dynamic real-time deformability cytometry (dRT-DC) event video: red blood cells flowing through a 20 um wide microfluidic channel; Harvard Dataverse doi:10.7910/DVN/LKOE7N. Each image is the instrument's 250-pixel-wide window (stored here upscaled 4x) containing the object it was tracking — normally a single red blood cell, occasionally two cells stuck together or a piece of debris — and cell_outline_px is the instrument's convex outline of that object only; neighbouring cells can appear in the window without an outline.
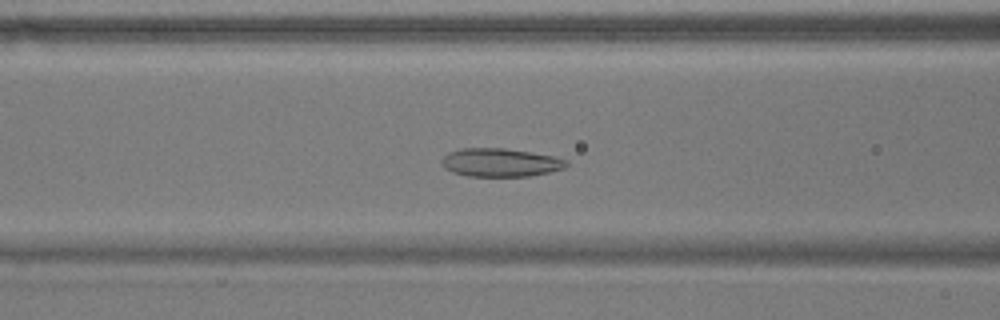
{"species": "common noctule bat (a hibernating species)", "species_latin": "Nyctalus noctula", "temperature_condition": "warm", "stored_images_in_passage": 56, "camera_frame_rate_fps": 3000, "um_per_image_px": 0.085, "animal": {"sex": "male", "body_mass_g": 17.9}, "frame": {"image": 1, "passage_image": 22, "time_ms": 7.0, "image_size_px": [1000, 320], "cell_outline_px": [[568, 164], [564, 168], [548, 172], [528, 176], [468, 176], [452, 172], [444, 168], [440, 160], [448, 152], [460, 148], [504, 148], [556, 156], [568, 160]], "centroid_in_image_um": [42.51, 13.8], "position_along_channel_um": 124.1, "area_um2": 20.69}}
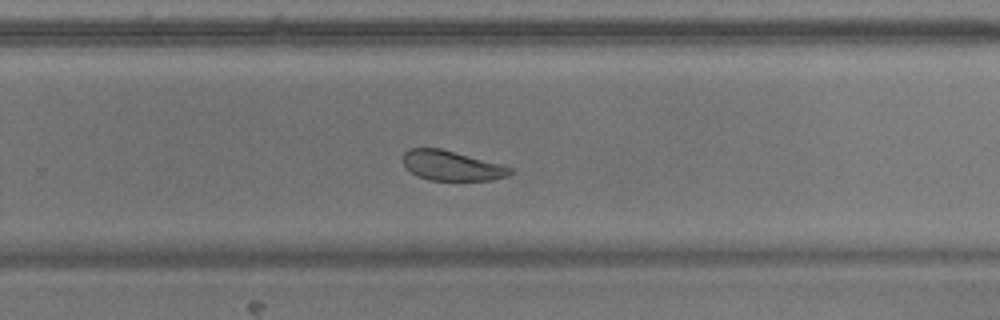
{"frame": {"image": 2, "passage_image": 36, "time_ms": 11.667, "image_size_px": [1000, 320], "cell_outline_px": [[512, 172], [508, 176], [492, 180], [428, 180], [416, 176], [404, 168], [404, 152], [408, 148], [440, 148], [500, 164], [512, 168]], "centroid_in_image_um": [38.35, 14.09], "position_along_channel_um": 291.5, "area_um2": 18.61}}
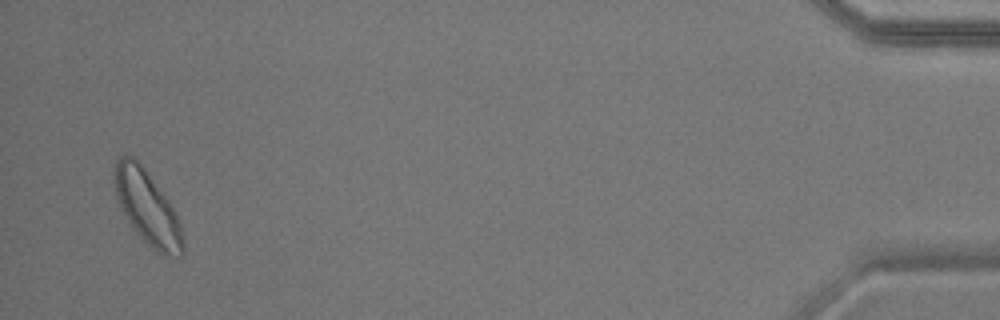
{"frame": {"image": 3, "passage_image": 54, "time_ms": 17.667, "image_size_px": [1000, 320], "cell_outline_px": [[184, 252], [180, 256], [168, 256], [156, 252], [136, 232], [128, 220], [116, 196], [112, 180], [116, 160], [120, 156], [132, 156], [140, 164], [176, 212], [180, 224], [184, 244]], "centroid_in_image_um": [12.51, 17.67], "position_along_channel_um": 422.7, "area_um2": 28.84}, "authors_computed_cell_mechanics": {"area_um2": 23.2067, "velocity_mm_per_s": 3.5921, "shape_relaxation_time_tau1_ms": 4.1678, "shape_relaxation_time_tau2_ms": 1.836, "deformation_change_tau1": 0.085, "deformation_change_tau2": 0.0775}}